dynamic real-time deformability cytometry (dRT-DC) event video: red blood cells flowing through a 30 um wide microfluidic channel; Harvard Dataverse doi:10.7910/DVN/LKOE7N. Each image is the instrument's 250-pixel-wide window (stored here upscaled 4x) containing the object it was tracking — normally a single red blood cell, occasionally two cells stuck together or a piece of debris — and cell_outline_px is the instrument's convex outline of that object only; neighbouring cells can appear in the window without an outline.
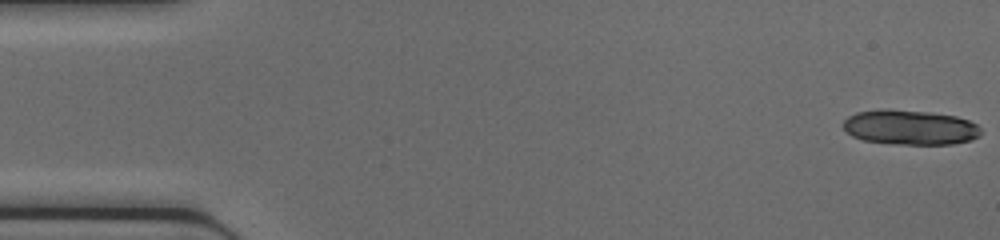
{"species": "common noctule bat (a hibernating species)", "species_latin": "Nyctalus noctula", "temperature_condition": "cold", "stored_images_in_passage": 46, "segment_of_instrument_passage": [1, 2], "camera_frame_rate_fps": 3000, "um_per_image_px": 0.085, "animal": {"sex": "female", "body_mass_g": 17.0, "forearm_length_mm": 48.0}, "frame": {"image": 1, "passage_image": 1, "time_ms": 0.0, "image_size_px": [1000, 240], "cell_outline_px": [[980, 136], [972, 140], [952, 144], [904, 144], [864, 140], [852, 136], [844, 128], [844, 120], [848, 116], [856, 112], [880, 108], [932, 112], [956, 116], [968, 120], [976, 124], [980, 128]], "centroid_in_image_um": [77.36, 10.81], "position_along_channel_um": 7.6, "area_um2": 27.98}}